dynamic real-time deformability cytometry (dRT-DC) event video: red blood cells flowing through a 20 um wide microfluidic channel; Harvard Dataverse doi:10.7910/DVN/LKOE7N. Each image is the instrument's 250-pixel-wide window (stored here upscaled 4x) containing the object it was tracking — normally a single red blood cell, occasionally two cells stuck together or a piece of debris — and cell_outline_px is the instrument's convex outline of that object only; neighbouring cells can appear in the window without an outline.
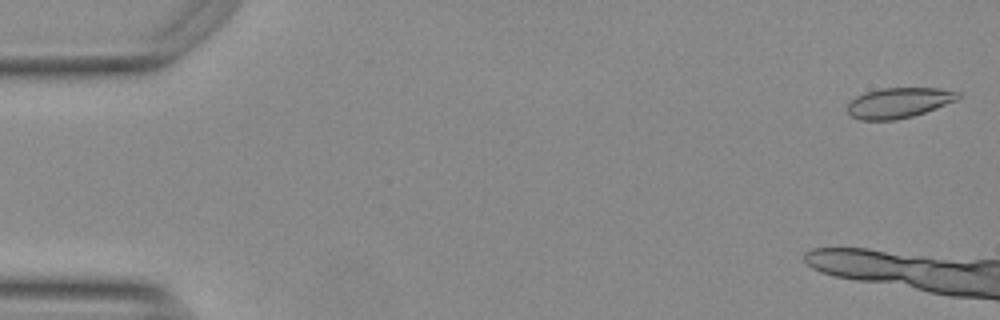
{"species": "Egyptian fruit bat (a non-hibernating species)", "species_latin": "Rousettus aegyptiacus", "temperature_condition": "warm", "stored_images_in_passage": 7, "camera_frame_rate_fps": 3000, "um_per_image_px": 0.085, "animal": {"sex": "female"}, "frame": {"image": 1, "passage_image": 1, "time_ms": 0.0, "image_size_px": [1000, 320], "cell_outline_px": [[960, 96], [956, 100], [924, 112], [912, 116], [892, 120], [860, 120], [852, 116], [848, 112], [848, 104], [856, 96], [864, 92], [880, 88], [940, 88], [960, 92]], "centroid_in_image_um": [76.38, 8.72], "position_along_channel_um": 8.6, "area_um2": 19.36}}